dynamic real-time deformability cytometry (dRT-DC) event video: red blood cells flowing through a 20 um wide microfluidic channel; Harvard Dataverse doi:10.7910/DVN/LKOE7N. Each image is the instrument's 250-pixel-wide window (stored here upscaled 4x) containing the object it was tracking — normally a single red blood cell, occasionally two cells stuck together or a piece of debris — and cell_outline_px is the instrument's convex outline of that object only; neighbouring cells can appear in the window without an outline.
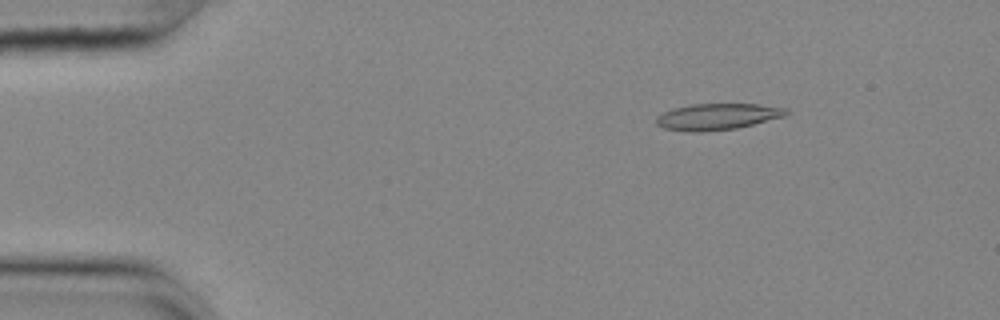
{"species": "common noctule bat (a hibernating species)", "species_latin": "Nyctalus noctula", "temperature_condition": "cold", "stored_images_in_passage": 52, "camera_frame_rate_fps": 3000, "um_per_image_px": 0.085, "animal": {"sex": "female", "body_mass_g": 25.1}, "frame": {"image": 1, "passage_image": 5, "time_ms": 1.333, "image_size_px": [1000, 320], "cell_outline_px": [[792, 112], [784, 116], [736, 128], [700, 132], [692, 132], [664, 128], [656, 124], [656, 116], [672, 108], [692, 104], [760, 104], [788, 108]], "centroid_in_image_um": [60.99, 9.9], "position_along_channel_um": 24.0, "area_um2": 19.94}}
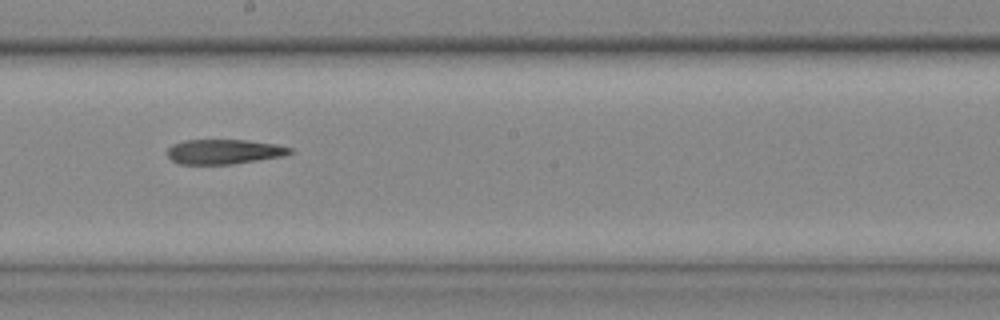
{"frame": {"image": 2, "passage_image": 28, "time_ms": 9.0, "image_size_px": [1000, 320], "cell_outline_px": [[296, 152], [288, 156], [232, 164], [176, 164], [168, 156], [168, 148], [172, 144], [184, 140], [244, 140], [276, 144], [292, 148]], "centroid_in_image_um": [19.1, 12.9], "position_along_channel_um": 229.1, "area_um2": 17.98}}
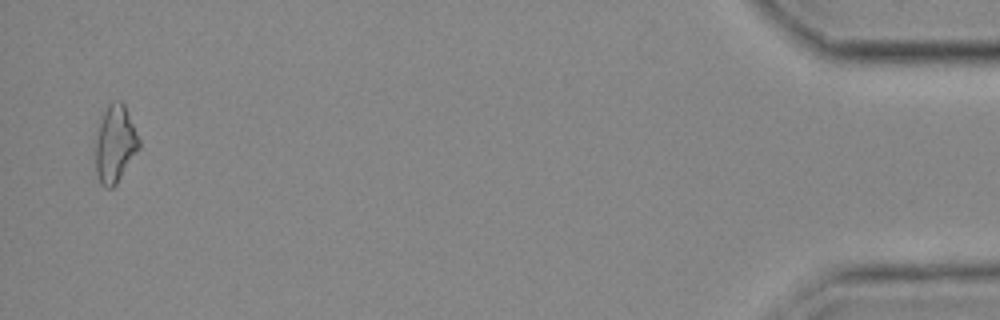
{"frame": {"image": 3, "passage_image": 51, "time_ms": 16.667, "image_size_px": [1000, 320], "cell_outline_px": [[140, 148], [116, 184], [112, 188], [104, 188], [100, 184], [96, 172], [92, 148], [104, 112], [108, 104], [120, 100], [124, 104], [140, 140]], "centroid_in_image_um": [9.74, 12.29], "position_along_channel_um": 425.5, "area_um2": 19.88}}